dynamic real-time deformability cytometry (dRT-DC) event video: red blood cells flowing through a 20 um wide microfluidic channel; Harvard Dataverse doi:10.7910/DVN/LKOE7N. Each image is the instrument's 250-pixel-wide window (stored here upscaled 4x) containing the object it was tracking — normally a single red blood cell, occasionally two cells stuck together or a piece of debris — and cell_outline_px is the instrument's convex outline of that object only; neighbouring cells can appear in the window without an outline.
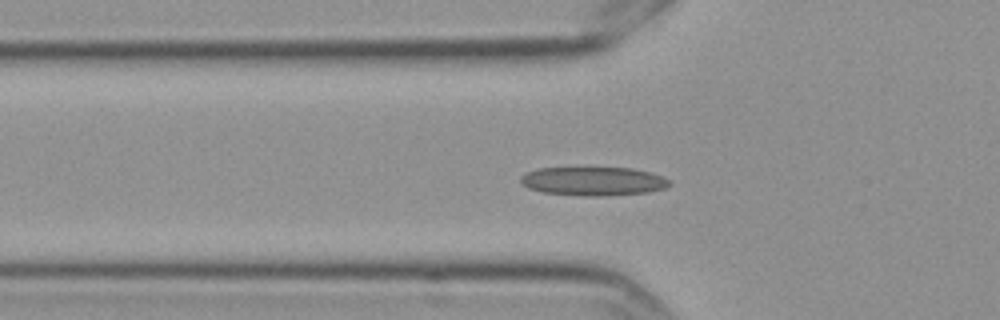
{"species": "Egyptian fruit bat (a non-hibernating species)", "species_latin": "Rousettus aegyptiacus", "temperature_condition": "cold", "stored_images_in_passage": 51, "camera_frame_rate_fps": 3000, "um_per_image_px": 0.085, "frame": {"image": 1, "passage_image": 12, "time_ms": 3.667, "image_size_px": [1000, 320], "cell_outline_px": [[672, 184], [664, 188], [648, 192], [608, 196], [584, 196], [544, 192], [528, 188], [520, 180], [520, 176], [528, 172], [540, 168], [632, 168], [664, 176], [672, 180]], "centroid_in_image_um": [50.49, 15.41], "position_along_channel_um": 75.3, "area_um2": 24.91}}
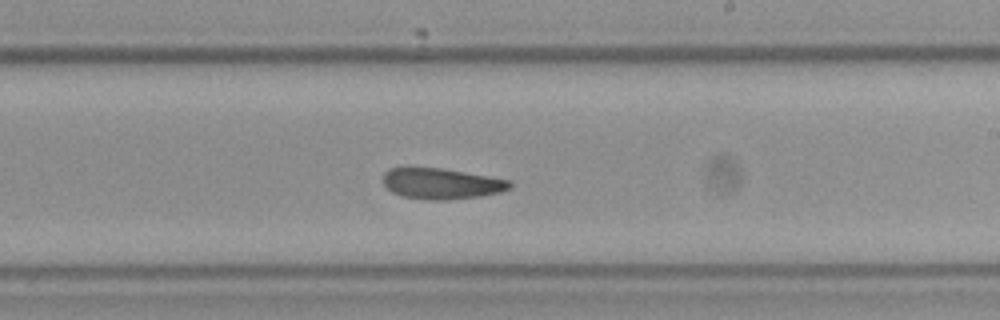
{"frame": {"image": 2, "passage_image": 27, "time_ms": 8.667, "image_size_px": [1000, 320], "cell_outline_px": [[512, 188], [500, 192], [480, 196], [448, 200], [424, 200], [400, 196], [392, 192], [384, 184], [384, 172], [388, 168], [440, 168], [512, 180]], "centroid_in_image_um": [37.54, 15.62], "position_along_channel_um": 251.5, "area_um2": 22.83}}
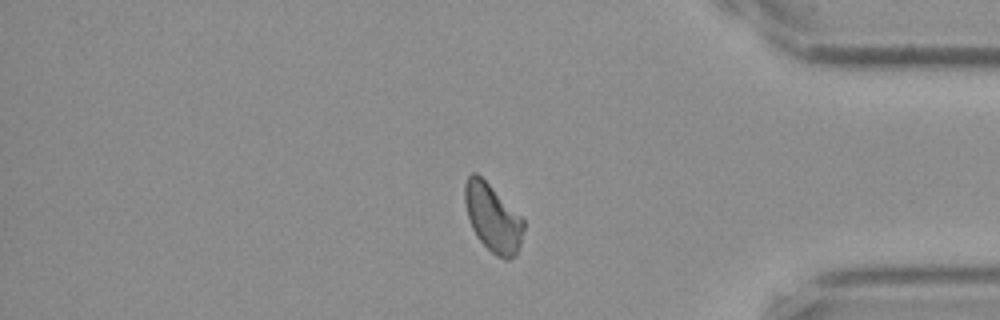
{"frame": {"image": 3, "passage_image": 41, "time_ms": 13.333, "image_size_px": [1000, 320], "cell_outline_px": [[524, 228], [520, 244], [516, 256], [508, 260], [504, 260], [496, 256], [476, 236], [472, 228], [468, 216], [464, 200], [464, 184], [468, 176], [472, 172], [476, 172], [524, 220]], "centroid_in_image_um": [41.87, 18.55], "position_along_channel_um": 393.3, "area_um2": 22.89}, "authors_computed_cell_mechanics": {"area_um2": 23.409, "velocity_mm_per_s": 3.5059, "shape_relaxation_time_tau1_ms": 10.0534, "shape_relaxation_time_tau2_ms": 4.7577, "deformation_change_tau1": 0.1704, "deformation_change_tau2": 0.1087}}